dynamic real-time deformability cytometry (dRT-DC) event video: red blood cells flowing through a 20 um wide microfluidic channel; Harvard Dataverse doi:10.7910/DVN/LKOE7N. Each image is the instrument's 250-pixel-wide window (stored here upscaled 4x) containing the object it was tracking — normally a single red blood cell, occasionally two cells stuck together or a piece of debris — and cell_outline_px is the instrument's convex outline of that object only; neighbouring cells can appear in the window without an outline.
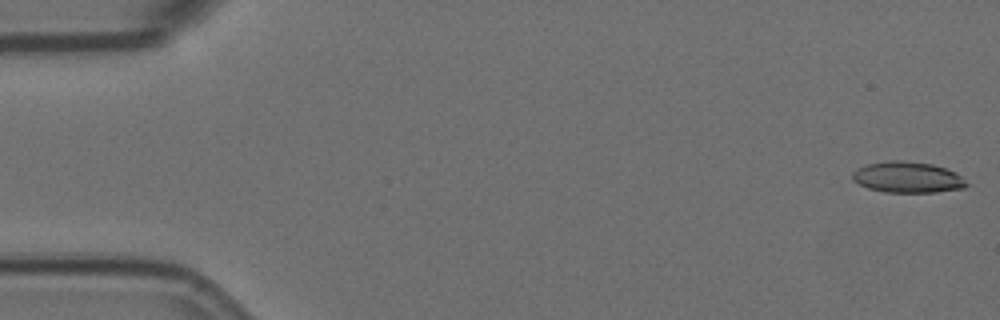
{"species": "Egyptian fruit bat (a non-hibernating species)", "species_latin": "Rousettus aegyptiacus", "temperature_condition": "room temperature", "stored_images_in_passage": 10, "camera_frame_rate_fps": 3000, "um_per_image_px": 0.085, "animal": {"sex": "female"}, "frame": {"image": 1, "passage_image": 1, "time_ms": 0.0, "image_size_px": [1000, 320], "cell_outline_px": [[968, 184], [964, 188], [936, 192], [884, 192], [868, 188], [852, 180], [852, 172], [856, 168], [868, 164], [888, 160], [904, 160], [932, 164], [956, 172]], "centroid_in_image_um": [77.11, 15.06], "position_along_channel_um": 7.9, "area_um2": 20.63}}
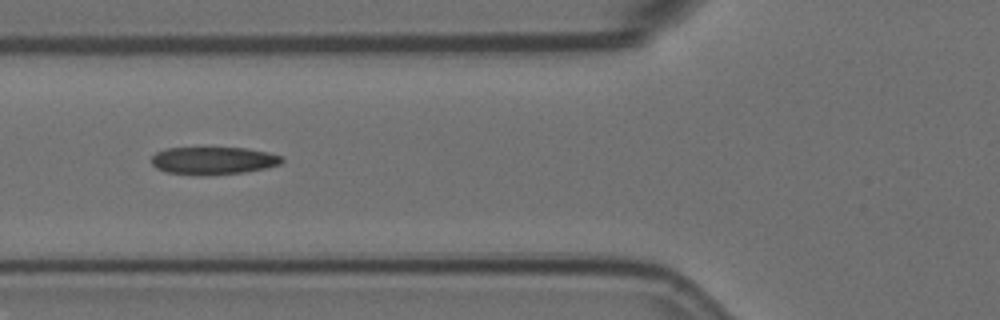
{"frame": {"image": 2, "passage_image": 6, "time_ms": 1.667, "image_size_px": [1000, 320], "cell_outline_px": [[284, 160], [280, 164], [264, 168], [244, 172], [200, 176], [164, 172], [156, 168], [152, 164], [152, 156], [156, 152], [168, 148], [244, 148], [268, 152], [280, 156]], "centroid_in_image_um": [18.09, 13.66], "position_along_channel_um": 107.7, "area_um2": 20.98}}
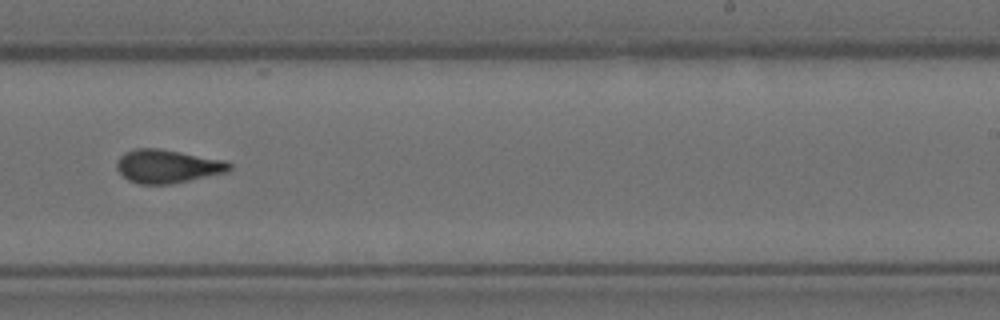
{"frame": {"image": 3, "passage_image": 10, "time_ms": 3.0, "image_size_px": [1000, 320], "cell_outline_px": [[232, 168], [228, 172], [172, 184], [140, 184], [128, 180], [116, 168], [116, 160], [124, 152], [136, 148], [156, 148], [180, 152], [224, 160], [232, 164]], "centroid_in_image_um": [14.23, 14.14], "position_along_channel_um": 274.8, "area_um2": 21.96}}